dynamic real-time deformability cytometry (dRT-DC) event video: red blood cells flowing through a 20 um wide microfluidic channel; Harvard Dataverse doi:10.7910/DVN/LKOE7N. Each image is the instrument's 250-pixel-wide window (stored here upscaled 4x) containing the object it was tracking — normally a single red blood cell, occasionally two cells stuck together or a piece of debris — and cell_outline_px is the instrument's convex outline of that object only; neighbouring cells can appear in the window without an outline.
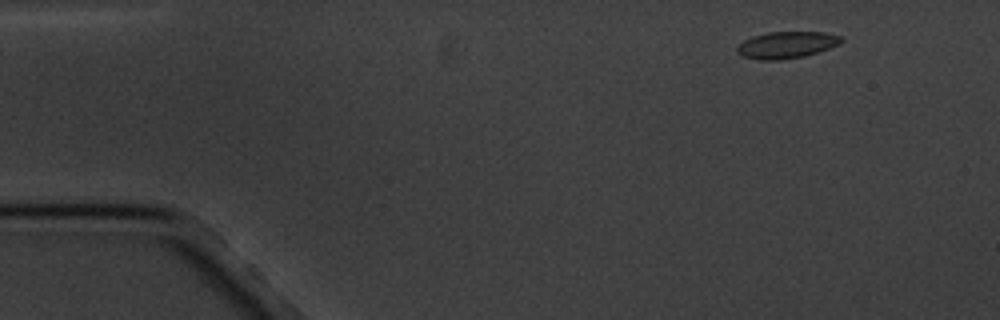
{"species": "common noctule bat (a hibernating species)", "species_latin": "Nyctalus noctula", "temperature_condition": "cold", "stored_images_in_passage": 3, "camera_frame_rate_fps": 3000, "um_per_image_px": 0.085, "animal": {"sex": "male", "body_mass_g": 20.1, "forearm_length_mm": 53.5}, "frame": {"image": 1, "passage_image": 1, "time_ms": 0.0, "image_size_px": [1000, 320], "cell_outline_px": [[844, 40], [840, 44], [804, 56], [780, 60], [760, 60], [744, 56], [736, 52], [736, 48], [744, 40], [752, 36], [768, 32], [824, 32], [840, 36]], "centroid_in_image_um": [66.85, 3.81], "position_along_channel_um": 18.2, "area_um2": 16.13}}